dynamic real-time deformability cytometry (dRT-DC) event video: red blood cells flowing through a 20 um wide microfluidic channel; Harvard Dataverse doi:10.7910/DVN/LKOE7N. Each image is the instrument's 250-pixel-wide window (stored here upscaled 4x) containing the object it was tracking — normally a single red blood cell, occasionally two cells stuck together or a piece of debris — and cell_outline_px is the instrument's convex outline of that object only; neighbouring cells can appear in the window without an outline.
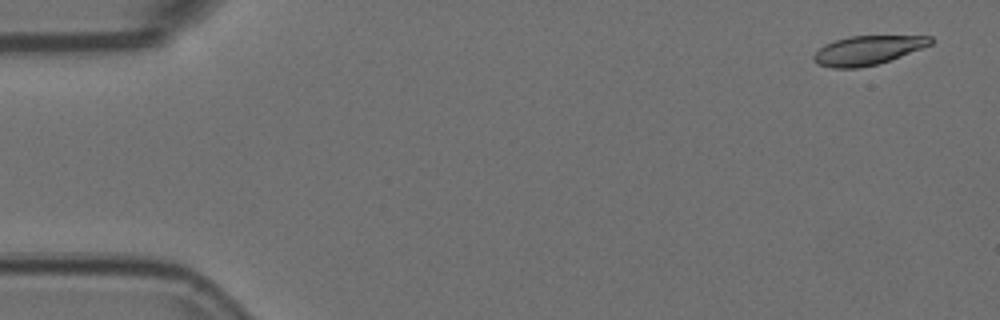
{"species": "Egyptian fruit bat (a non-hibernating species)", "species_latin": "Rousettus aegyptiacus", "temperature_condition": "room temperature", "stored_images_in_passage": 4, "camera_frame_rate_fps": 3000, "um_per_image_px": 0.085, "animal": {"sex": "female"}, "frame": {"image": 1, "passage_image": 1, "time_ms": 0.0, "image_size_px": [1000, 320], "cell_outline_px": [[932, 44], [888, 60], [876, 64], [856, 68], [832, 68], [816, 64], [812, 60], [812, 56], [824, 44], [848, 36], [932, 36]], "centroid_in_image_um": [73.68, 4.27], "position_along_channel_um": 11.3, "area_um2": 19.54}}
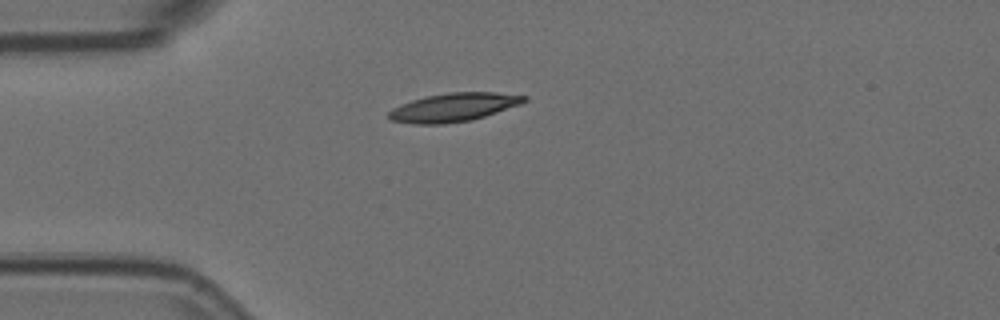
{"frame": {"image": 2, "passage_image": 4, "time_ms": 1.0, "image_size_px": [1000, 320], "cell_outline_px": [[528, 100], [520, 104], [484, 116], [468, 120], [444, 124], [412, 124], [392, 120], [388, 116], [388, 112], [392, 108], [412, 100], [428, 96], [448, 92], [496, 92], [528, 96]], "centroid_in_image_um": [38.56, 9.11], "position_along_channel_um": 46.4, "area_um2": 22.25}}